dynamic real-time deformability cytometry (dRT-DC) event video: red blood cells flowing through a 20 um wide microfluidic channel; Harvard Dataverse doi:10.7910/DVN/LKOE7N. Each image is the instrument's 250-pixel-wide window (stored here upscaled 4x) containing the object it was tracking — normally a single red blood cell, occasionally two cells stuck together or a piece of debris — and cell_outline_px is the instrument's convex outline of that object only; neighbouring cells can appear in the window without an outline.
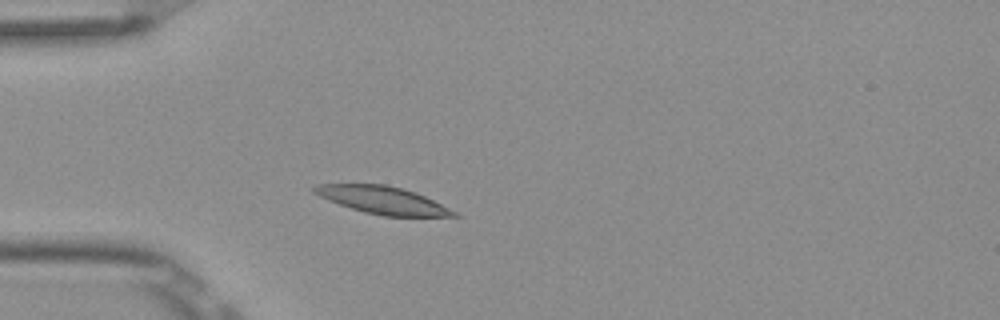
{"species": "Egyptian fruit bat (a non-hibernating species)", "species_latin": "Rousettus aegyptiacus", "temperature_condition": "room temperature", "stored_images_in_passage": 2, "camera_frame_rate_fps": 3000, "um_per_image_px": 0.085, "frame": {"image": 1, "passage_image": 2, "time_ms": 0.333, "image_size_px": [1000, 320], "cell_outline_px": [[460, 216], [384, 216], [364, 212], [328, 200], [312, 192], [312, 188], [316, 184], [388, 184], [404, 188], [416, 192], [456, 212]], "centroid_in_image_um": [32.5, 16.99], "position_along_channel_um": 52.5, "area_um2": 22.14}}